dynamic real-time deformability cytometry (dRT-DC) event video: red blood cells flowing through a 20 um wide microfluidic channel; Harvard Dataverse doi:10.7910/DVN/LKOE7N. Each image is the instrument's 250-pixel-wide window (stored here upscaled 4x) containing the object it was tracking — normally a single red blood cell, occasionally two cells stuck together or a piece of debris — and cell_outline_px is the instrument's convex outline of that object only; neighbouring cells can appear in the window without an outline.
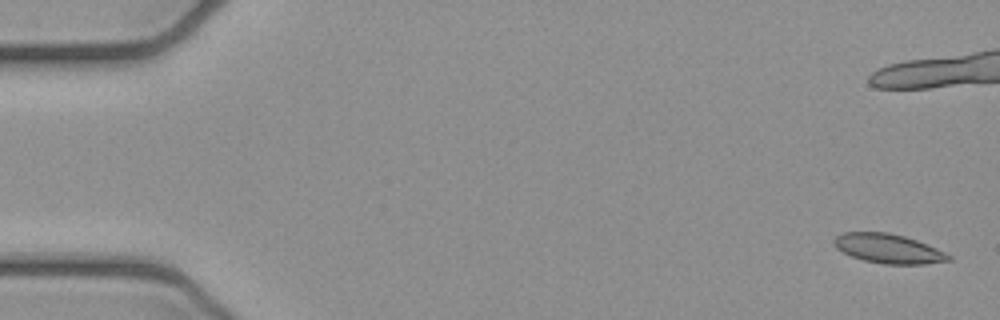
{"species": "common noctule bat (a hibernating species)", "species_latin": "Nyctalus noctula", "temperature_condition": "cold", "stored_images_in_passage": 4, "camera_frame_rate_fps": 3000, "um_per_image_px": 0.085, "animal": {"sex": "female", "body_mass_g": 21.9}, "frame": {"image": 1, "passage_image": 1, "time_ms": 0.0, "image_size_px": [1000, 320], "cell_outline_px": [[952, 260], [924, 264], [884, 264], [864, 260], [852, 256], [836, 248], [832, 244], [832, 240], [836, 236], [844, 232], [888, 232], [904, 236], [916, 240], [936, 248], [952, 256]], "centroid_in_image_um": [75.49, 21.13], "position_along_channel_um": 9.5, "area_um2": 19.54}}